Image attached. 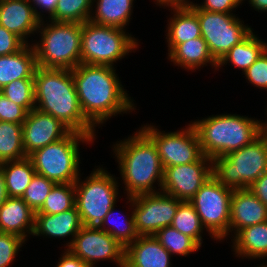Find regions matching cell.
<instances>
[{
    "label": "cell",
    "instance_id": "1",
    "mask_svg": "<svg viewBox=\"0 0 267 267\" xmlns=\"http://www.w3.org/2000/svg\"><path fill=\"white\" fill-rule=\"evenodd\" d=\"M72 76L83 115L95 128L117 114L135 111V100L124 89L114 67L80 63L72 69Z\"/></svg>",
    "mask_w": 267,
    "mask_h": 267
},
{
    "label": "cell",
    "instance_id": "2",
    "mask_svg": "<svg viewBox=\"0 0 267 267\" xmlns=\"http://www.w3.org/2000/svg\"><path fill=\"white\" fill-rule=\"evenodd\" d=\"M34 90L36 109L59 119L71 131L96 139V128L83 115L72 70L37 67Z\"/></svg>",
    "mask_w": 267,
    "mask_h": 267
},
{
    "label": "cell",
    "instance_id": "3",
    "mask_svg": "<svg viewBox=\"0 0 267 267\" xmlns=\"http://www.w3.org/2000/svg\"><path fill=\"white\" fill-rule=\"evenodd\" d=\"M112 149L127 197L162 190L164 167L156 145L141 129L117 141Z\"/></svg>",
    "mask_w": 267,
    "mask_h": 267
},
{
    "label": "cell",
    "instance_id": "4",
    "mask_svg": "<svg viewBox=\"0 0 267 267\" xmlns=\"http://www.w3.org/2000/svg\"><path fill=\"white\" fill-rule=\"evenodd\" d=\"M260 119L238 114H217L192 121L204 156H225L250 144L259 134Z\"/></svg>",
    "mask_w": 267,
    "mask_h": 267
},
{
    "label": "cell",
    "instance_id": "5",
    "mask_svg": "<svg viewBox=\"0 0 267 267\" xmlns=\"http://www.w3.org/2000/svg\"><path fill=\"white\" fill-rule=\"evenodd\" d=\"M38 33L31 42L38 67L72 70L81 63L82 24L43 20Z\"/></svg>",
    "mask_w": 267,
    "mask_h": 267
},
{
    "label": "cell",
    "instance_id": "6",
    "mask_svg": "<svg viewBox=\"0 0 267 267\" xmlns=\"http://www.w3.org/2000/svg\"><path fill=\"white\" fill-rule=\"evenodd\" d=\"M90 135L70 131L64 138L40 148L28 157L36 174L55 183H75L80 176V144L94 142ZM80 143V144H79Z\"/></svg>",
    "mask_w": 267,
    "mask_h": 267
},
{
    "label": "cell",
    "instance_id": "7",
    "mask_svg": "<svg viewBox=\"0 0 267 267\" xmlns=\"http://www.w3.org/2000/svg\"><path fill=\"white\" fill-rule=\"evenodd\" d=\"M267 171V139L259 135L250 144L212 159V175L224 186L247 189Z\"/></svg>",
    "mask_w": 267,
    "mask_h": 267
},
{
    "label": "cell",
    "instance_id": "8",
    "mask_svg": "<svg viewBox=\"0 0 267 267\" xmlns=\"http://www.w3.org/2000/svg\"><path fill=\"white\" fill-rule=\"evenodd\" d=\"M81 174L74 183L75 206L83 226L99 227L109 210L119 199V180L105 168L93 169L82 180Z\"/></svg>",
    "mask_w": 267,
    "mask_h": 267
},
{
    "label": "cell",
    "instance_id": "9",
    "mask_svg": "<svg viewBox=\"0 0 267 267\" xmlns=\"http://www.w3.org/2000/svg\"><path fill=\"white\" fill-rule=\"evenodd\" d=\"M81 63L107 65L135 52L138 40L125 29L105 26L86 21L82 23Z\"/></svg>",
    "mask_w": 267,
    "mask_h": 267
},
{
    "label": "cell",
    "instance_id": "10",
    "mask_svg": "<svg viewBox=\"0 0 267 267\" xmlns=\"http://www.w3.org/2000/svg\"><path fill=\"white\" fill-rule=\"evenodd\" d=\"M233 189L224 186L213 175L189 200L211 239L229 237L230 203Z\"/></svg>",
    "mask_w": 267,
    "mask_h": 267
},
{
    "label": "cell",
    "instance_id": "11",
    "mask_svg": "<svg viewBox=\"0 0 267 267\" xmlns=\"http://www.w3.org/2000/svg\"><path fill=\"white\" fill-rule=\"evenodd\" d=\"M197 14L202 38L213 58L219 62L227 52L243 41L253 30L233 13L209 12L189 5ZM245 24V25H244ZM249 26V27H248Z\"/></svg>",
    "mask_w": 267,
    "mask_h": 267
},
{
    "label": "cell",
    "instance_id": "12",
    "mask_svg": "<svg viewBox=\"0 0 267 267\" xmlns=\"http://www.w3.org/2000/svg\"><path fill=\"white\" fill-rule=\"evenodd\" d=\"M185 127L173 132L160 131L151 123L140 127L156 145L164 168L196 162L203 156L198 134L191 121Z\"/></svg>",
    "mask_w": 267,
    "mask_h": 267
},
{
    "label": "cell",
    "instance_id": "13",
    "mask_svg": "<svg viewBox=\"0 0 267 267\" xmlns=\"http://www.w3.org/2000/svg\"><path fill=\"white\" fill-rule=\"evenodd\" d=\"M133 209L135 228L139 236L154 235L158 230L171 226L181 200L165 192L126 197Z\"/></svg>",
    "mask_w": 267,
    "mask_h": 267
},
{
    "label": "cell",
    "instance_id": "14",
    "mask_svg": "<svg viewBox=\"0 0 267 267\" xmlns=\"http://www.w3.org/2000/svg\"><path fill=\"white\" fill-rule=\"evenodd\" d=\"M67 249L89 267H95L100 260H111L124 267L125 247L99 227L83 226Z\"/></svg>",
    "mask_w": 267,
    "mask_h": 267
},
{
    "label": "cell",
    "instance_id": "15",
    "mask_svg": "<svg viewBox=\"0 0 267 267\" xmlns=\"http://www.w3.org/2000/svg\"><path fill=\"white\" fill-rule=\"evenodd\" d=\"M211 176L212 159L203 155L196 162L164 168L161 191L189 201Z\"/></svg>",
    "mask_w": 267,
    "mask_h": 267
},
{
    "label": "cell",
    "instance_id": "16",
    "mask_svg": "<svg viewBox=\"0 0 267 267\" xmlns=\"http://www.w3.org/2000/svg\"><path fill=\"white\" fill-rule=\"evenodd\" d=\"M71 130L59 119L34 108L22 123L23 147L26 156L64 138Z\"/></svg>",
    "mask_w": 267,
    "mask_h": 267
},
{
    "label": "cell",
    "instance_id": "17",
    "mask_svg": "<svg viewBox=\"0 0 267 267\" xmlns=\"http://www.w3.org/2000/svg\"><path fill=\"white\" fill-rule=\"evenodd\" d=\"M41 20L29 0H0V25L17 35L25 44L37 33Z\"/></svg>",
    "mask_w": 267,
    "mask_h": 267
},
{
    "label": "cell",
    "instance_id": "18",
    "mask_svg": "<svg viewBox=\"0 0 267 267\" xmlns=\"http://www.w3.org/2000/svg\"><path fill=\"white\" fill-rule=\"evenodd\" d=\"M266 221L267 207L248 188L233 190L230 203L229 235L231 237L229 238L247 226Z\"/></svg>",
    "mask_w": 267,
    "mask_h": 267
},
{
    "label": "cell",
    "instance_id": "19",
    "mask_svg": "<svg viewBox=\"0 0 267 267\" xmlns=\"http://www.w3.org/2000/svg\"><path fill=\"white\" fill-rule=\"evenodd\" d=\"M171 257L154 235L139 236L125 247L124 267H171Z\"/></svg>",
    "mask_w": 267,
    "mask_h": 267
},
{
    "label": "cell",
    "instance_id": "20",
    "mask_svg": "<svg viewBox=\"0 0 267 267\" xmlns=\"http://www.w3.org/2000/svg\"><path fill=\"white\" fill-rule=\"evenodd\" d=\"M82 227L83 224L76 206L57 214H35L33 237L46 236L45 238L62 239L71 236L69 237L70 241L64 244L67 249Z\"/></svg>",
    "mask_w": 267,
    "mask_h": 267
},
{
    "label": "cell",
    "instance_id": "21",
    "mask_svg": "<svg viewBox=\"0 0 267 267\" xmlns=\"http://www.w3.org/2000/svg\"><path fill=\"white\" fill-rule=\"evenodd\" d=\"M34 228L35 212L22 198L8 197L0 206L1 233H11L27 241Z\"/></svg>",
    "mask_w": 267,
    "mask_h": 267
},
{
    "label": "cell",
    "instance_id": "22",
    "mask_svg": "<svg viewBox=\"0 0 267 267\" xmlns=\"http://www.w3.org/2000/svg\"><path fill=\"white\" fill-rule=\"evenodd\" d=\"M168 8L173 14L167 20L165 31L169 54L178 44L202 37V35L198 16L189 5L168 6Z\"/></svg>",
    "mask_w": 267,
    "mask_h": 267
},
{
    "label": "cell",
    "instance_id": "23",
    "mask_svg": "<svg viewBox=\"0 0 267 267\" xmlns=\"http://www.w3.org/2000/svg\"><path fill=\"white\" fill-rule=\"evenodd\" d=\"M37 59L32 44L17 53L0 56V89L18 79H34Z\"/></svg>",
    "mask_w": 267,
    "mask_h": 267
},
{
    "label": "cell",
    "instance_id": "24",
    "mask_svg": "<svg viewBox=\"0 0 267 267\" xmlns=\"http://www.w3.org/2000/svg\"><path fill=\"white\" fill-rule=\"evenodd\" d=\"M175 66H180L182 69L196 72L201 67L208 66L219 71L218 62L213 58L209 51L206 41L202 37L189 40L187 42L178 44L167 57Z\"/></svg>",
    "mask_w": 267,
    "mask_h": 267
},
{
    "label": "cell",
    "instance_id": "25",
    "mask_svg": "<svg viewBox=\"0 0 267 267\" xmlns=\"http://www.w3.org/2000/svg\"><path fill=\"white\" fill-rule=\"evenodd\" d=\"M231 241L236 257L252 260L267 258V221L239 230Z\"/></svg>",
    "mask_w": 267,
    "mask_h": 267
},
{
    "label": "cell",
    "instance_id": "26",
    "mask_svg": "<svg viewBox=\"0 0 267 267\" xmlns=\"http://www.w3.org/2000/svg\"><path fill=\"white\" fill-rule=\"evenodd\" d=\"M134 0H93L89 21L98 25L114 26L126 30L133 13ZM96 3V4H95ZM95 8V10H93ZM95 11V12H94Z\"/></svg>",
    "mask_w": 267,
    "mask_h": 267
},
{
    "label": "cell",
    "instance_id": "27",
    "mask_svg": "<svg viewBox=\"0 0 267 267\" xmlns=\"http://www.w3.org/2000/svg\"><path fill=\"white\" fill-rule=\"evenodd\" d=\"M252 31L243 41L232 47L218 62L217 68L231 63L244 73L267 48V43Z\"/></svg>",
    "mask_w": 267,
    "mask_h": 267
},
{
    "label": "cell",
    "instance_id": "28",
    "mask_svg": "<svg viewBox=\"0 0 267 267\" xmlns=\"http://www.w3.org/2000/svg\"><path fill=\"white\" fill-rule=\"evenodd\" d=\"M0 165L4 172L8 196L21 198L36 174L31 159L27 156L19 160L6 161Z\"/></svg>",
    "mask_w": 267,
    "mask_h": 267
},
{
    "label": "cell",
    "instance_id": "29",
    "mask_svg": "<svg viewBox=\"0 0 267 267\" xmlns=\"http://www.w3.org/2000/svg\"><path fill=\"white\" fill-rule=\"evenodd\" d=\"M25 157L22 124L0 121V163Z\"/></svg>",
    "mask_w": 267,
    "mask_h": 267
},
{
    "label": "cell",
    "instance_id": "30",
    "mask_svg": "<svg viewBox=\"0 0 267 267\" xmlns=\"http://www.w3.org/2000/svg\"><path fill=\"white\" fill-rule=\"evenodd\" d=\"M116 206L117 205H114L109 210V212L106 214L104 220L100 224L99 228L101 230L109 233L123 247H126L129 244H131L135 239H137L139 237V235L137 234L136 228H135L133 209L130 210L131 211L130 215L129 214L123 215L122 217H124V218L121 221L120 219L119 220L117 219L118 216H116V215L117 214L120 215V212H118V213L115 212ZM127 216H129V217H127ZM119 221H121V222H119Z\"/></svg>",
    "mask_w": 267,
    "mask_h": 267
},
{
    "label": "cell",
    "instance_id": "31",
    "mask_svg": "<svg viewBox=\"0 0 267 267\" xmlns=\"http://www.w3.org/2000/svg\"><path fill=\"white\" fill-rule=\"evenodd\" d=\"M171 226L184 235L191 237L200 247L202 246V234L206 229L189 201H182L178 205Z\"/></svg>",
    "mask_w": 267,
    "mask_h": 267
},
{
    "label": "cell",
    "instance_id": "32",
    "mask_svg": "<svg viewBox=\"0 0 267 267\" xmlns=\"http://www.w3.org/2000/svg\"><path fill=\"white\" fill-rule=\"evenodd\" d=\"M75 207L74 183H56L35 214H57Z\"/></svg>",
    "mask_w": 267,
    "mask_h": 267
},
{
    "label": "cell",
    "instance_id": "33",
    "mask_svg": "<svg viewBox=\"0 0 267 267\" xmlns=\"http://www.w3.org/2000/svg\"><path fill=\"white\" fill-rule=\"evenodd\" d=\"M93 0H58L49 21L82 24L89 21Z\"/></svg>",
    "mask_w": 267,
    "mask_h": 267
},
{
    "label": "cell",
    "instance_id": "34",
    "mask_svg": "<svg viewBox=\"0 0 267 267\" xmlns=\"http://www.w3.org/2000/svg\"><path fill=\"white\" fill-rule=\"evenodd\" d=\"M154 237L172 256L186 257L200 249V246L191 237L184 235L172 226L158 230Z\"/></svg>",
    "mask_w": 267,
    "mask_h": 267
},
{
    "label": "cell",
    "instance_id": "35",
    "mask_svg": "<svg viewBox=\"0 0 267 267\" xmlns=\"http://www.w3.org/2000/svg\"><path fill=\"white\" fill-rule=\"evenodd\" d=\"M0 92L27 112L35 108L34 79H18L0 89Z\"/></svg>",
    "mask_w": 267,
    "mask_h": 267
},
{
    "label": "cell",
    "instance_id": "36",
    "mask_svg": "<svg viewBox=\"0 0 267 267\" xmlns=\"http://www.w3.org/2000/svg\"><path fill=\"white\" fill-rule=\"evenodd\" d=\"M55 184V182L48 180L45 176L35 174L21 198L34 212H37L44 204L46 197Z\"/></svg>",
    "mask_w": 267,
    "mask_h": 267
},
{
    "label": "cell",
    "instance_id": "37",
    "mask_svg": "<svg viewBox=\"0 0 267 267\" xmlns=\"http://www.w3.org/2000/svg\"><path fill=\"white\" fill-rule=\"evenodd\" d=\"M26 241L11 233L0 232V267H10Z\"/></svg>",
    "mask_w": 267,
    "mask_h": 267
},
{
    "label": "cell",
    "instance_id": "38",
    "mask_svg": "<svg viewBox=\"0 0 267 267\" xmlns=\"http://www.w3.org/2000/svg\"><path fill=\"white\" fill-rule=\"evenodd\" d=\"M243 74L254 87L267 91V48Z\"/></svg>",
    "mask_w": 267,
    "mask_h": 267
},
{
    "label": "cell",
    "instance_id": "39",
    "mask_svg": "<svg viewBox=\"0 0 267 267\" xmlns=\"http://www.w3.org/2000/svg\"><path fill=\"white\" fill-rule=\"evenodd\" d=\"M28 112L0 92V121L22 124Z\"/></svg>",
    "mask_w": 267,
    "mask_h": 267
},
{
    "label": "cell",
    "instance_id": "40",
    "mask_svg": "<svg viewBox=\"0 0 267 267\" xmlns=\"http://www.w3.org/2000/svg\"><path fill=\"white\" fill-rule=\"evenodd\" d=\"M25 45L17 35L0 25V56L17 53Z\"/></svg>",
    "mask_w": 267,
    "mask_h": 267
},
{
    "label": "cell",
    "instance_id": "41",
    "mask_svg": "<svg viewBox=\"0 0 267 267\" xmlns=\"http://www.w3.org/2000/svg\"><path fill=\"white\" fill-rule=\"evenodd\" d=\"M242 3L243 0H204L201 4L195 3V5L209 12L232 13Z\"/></svg>",
    "mask_w": 267,
    "mask_h": 267
},
{
    "label": "cell",
    "instance_id": "42",
    "mask_svg": "<svg viewBox=\"0 0 267 267\" xmlns=\"http://www.w3.org/2000/svg\"><path fill=\"white\" fill-rule=\"evenodd\" d=\"M29 2L32 5V8L34 9L37 17L41 21H43L45 17V12L48 14V18L46 17V19H49L54 14L58 0H29ZM38 9L41 10L39 11Z\"/></svg>",
    "mask_w": 267,
    "mask_h": 267
},
{
    "label": "cell",
    "instance_id": "43",
    "mask_svg": "<svg viewBox=\"0 0 267 267\" xmlns=\"http://www.w3.org/2000/svg\"><path fill=\"white\" fill-rule=\"evenodd\" d=\"M267 207V171L248 188Z\"/></svg>",
    "mask_w": 267,
    "mask_h": 267
},
{
    "label": "cell",
    "instance_id": "44",
    "mask_svg": "<svg viewBox=\"0 0 267 267\" xmlns=\"http://www.w3.org/2000/svg\"><path fill=\"white\" fill-rule=\"evenodd\" d=\"M55 267H89L79 257L73 255L68 249H64Z\"/></svg>",
    "mask_w": 267,
    "mask_h": 267
},
{
    "label": "cell",
    "instance_id": "45",
    "mask_svg": "<svg viewBox=\"0 0 267 267\" xmlns=\"http://www.w3.org/2000/svg\"><path fill=\"white\" fill-rule=\"evenodd\" d=\"M154 3L160 7H168V6H180V5H190L192 1L190 0H153Z\"/></svg>",
    "mask_w": 267,
    "mask_h": 267
},
{
    "label": "cell",
    "instance_id": "46",
    "mask_svg": "<svg viewBox=\"0 0 267 267\" xmlns=\"http://www.w3.org/2000/svg\"><path fill=\"white\" fill-rule=\"evenodd\" d=\"M8 197L9 196L7 193L4 180V172L2 166L0 165V206L7 200Z\"/></svg>",
    "mask_w": 267,
    "mask_h": 267
},
{
    "label": "cell",
    "instance_id": "47",
    "mask_svg": "<svg viewBox=\"0 0 267 267\" xmlns=\"http://www.w3.org/2000/svg\"><path fill=\"white\" fill-rule=\"evenodd\" d=\"M245 0H243L244 2ZM250 7H253L255 11L267 12V0H248Z\"/></svg>",
    "mask_w": 267,
    "mask_h": 267
},
{
    "label": "cell",
    "instance_id": "48",
    "mask_svg": "<svg viewBox=\"0 0 267 267\" xmlns=\"http://www.w3.org/2000/svg\"><path fill=\"white\" fill-rule=\"evenodd\" d=\"M266 112H267V109H266ZM259 134L267 139V121L265 122L259 121Z\"/></svg>",
    "mask_w": 267,
    "mask_h": 267
},
{
    "label": "cell",
    "instance_id": "49",
    "mask_svg": "<svg viewBox=\"0 0 267 267\" xmlns=\"http://www.w3.org/2000/svg\"><path fill=\"white\" fill-rule=\"evenodd\" d=\"M257 267H267V262L266 264L263 262V264L261 263L260 266H257Z\"/></svg>",
    "mask_w": 267,
    "mask_h": 267
}]
</instances>
